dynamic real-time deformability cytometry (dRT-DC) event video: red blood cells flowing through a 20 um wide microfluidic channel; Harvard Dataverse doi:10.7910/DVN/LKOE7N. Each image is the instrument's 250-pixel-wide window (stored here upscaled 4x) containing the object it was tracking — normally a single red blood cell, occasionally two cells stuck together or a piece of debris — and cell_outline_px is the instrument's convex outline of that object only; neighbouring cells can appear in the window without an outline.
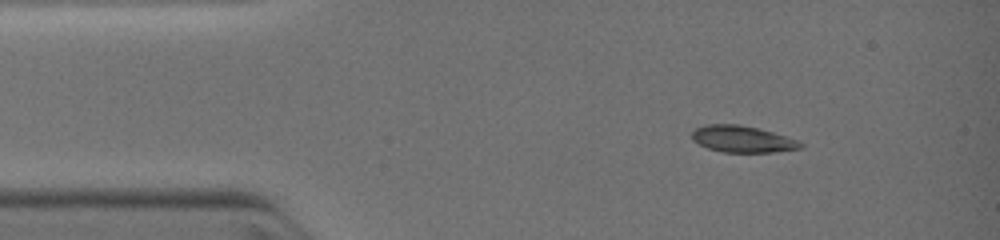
{"species": "common noctule bat (a hibernating species)", "species_latin": "Nyctalus noctula", "temperature_condition": "warm", "stored_images_in_passage": 52, "camera_frame_rate_fps": 3000, "um_per_image_px": 0.085, "animal": {"sex": "female", "body_mass_g": 19.0, "forearm_length_mm": 51.5}, "frame": {"image": 1, "passage_image": 4, "time_ms": 1.333, "image_size_px": [1000, 240], "cell_outline_px": [[804, 144], [800, 148], [772, 152], [724, 152], [708, 148], [692, 140], [692, 132], [696, 128], [708, 124], [736, 124], [756, 128], [772, 132], [796, 140]], "centroid_in_image_um": [63.07, 11.82], "position_along_channel_um": 21.9, "area_um2": 16.47}}
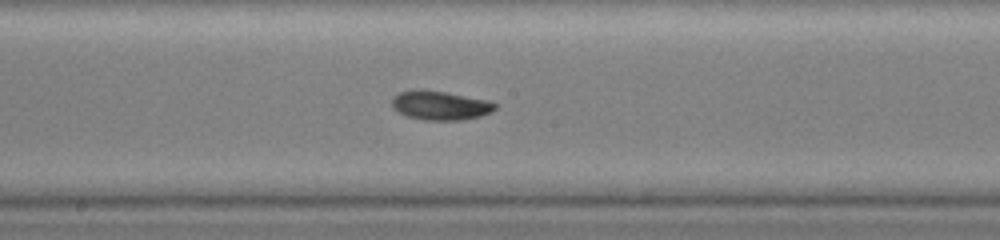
{"frame": {"image": 2, "passage_image": 22, "time_ms": 6.333, "image_size_px": [1000, 240], "cell_outline_px": [[496, 108], [492, 112], [480, 116], [460, 120], [424, 120], [408, 116], [400, 112], [392, 104], [392, 100], [400, 92], [444, 92], [488, 100], [496, 104]], "centroid_in_image_um": [37.51, 9.0], "position_along_channel_um": 210.7, "area_um2": 16.59}}
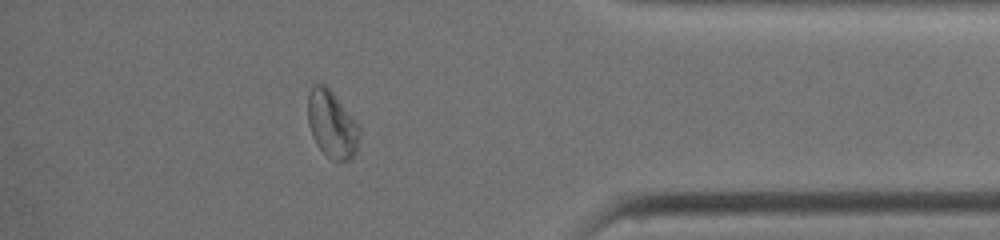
{"frame": {"image": 3, "passage_image": 46, "time_ms": 10.667, "image_size_px": [1000, 240], "cell_outline_px": [[360, 140], [356, 152], [348, 160], [336, 160], [328, 156], [316, 144], [308, 124], [308, 96], [312, 84], [324, 84], [332, 92], [360, 128]], "centroid_in_image_um": [28.2, 10.56], "position_along_channel_um": 407.0, "area_um2": 19.77}}